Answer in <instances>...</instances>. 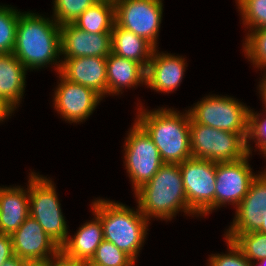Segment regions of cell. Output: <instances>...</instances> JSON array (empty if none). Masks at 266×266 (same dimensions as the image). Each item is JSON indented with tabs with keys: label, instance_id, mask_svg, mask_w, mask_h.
Wrapping results in <instances>:
<instances>
[{
	"label": "cell",
	"instance_id": "cell-17",
	"mask_svg": "<svg viewBox=\"0 0 266 266\" xmlns=\"http://www.w3.org/2000/svg\"><path fill=\"white\" fill-rule=\"evenodd\" d=\"M60 74L67 80L92 88L102 97L107 95L106 58H63Z\"/></svg>",
	"mask_w": 266,
	"mask_h": 266
},
{
	"label": "cell",
	"instance_id": "cell-22",
	"mask_svg": "<svg viewBox=\"0 0 266 266\" xmlns=\"http://www.w3.org/2000/svg\"><path fill=\"white\" fill-rule=\"evenodd\" d=\"M155 47L146 39L116 24L111 32V52L117 56L140 63L145 69Z\"/></svg>",
	"mask_w": 266,
	"mask_h": 266
},
{
	"label": "cell",
	"instance_id": "cell-40",
	"mask_svg": "<svg viewBox=\"0 0 266 266\" xmlns=\"http://www.w3.org/2000/svg\"><path fill=\"white\" fill-rule=\"evenodd\" d=\"M261 153L263 154V157L265 158L266 157V147L261 151ZM262 173H266V168L264 171H262Z\"/></svg>",
	"mask_w": 266,
	"mask_h": 266
},
{
	"label": "cell",
	"instance_id": "cell-31",
	"mask_svg": "<svg viewBox=\"0 0 266 266\" xmlns=\"http://www.w3.org/2000/svg\"><path fill=\"white\" fill-rule=\"evenodd\" d=\"M228 252L211 254L207 266H253L233 240L225 238Z\"/></svg>",
	"mask_w": 266,
	"mask_h": 266
},
{
	"label": "cell",
	"instance_id": "cell-8",
	"mask_svg": "<svg viewBox=\"0 0 266 266\" xmlns=\"http://www.w3.org/2000/svg\"><path fill=\"white\" fill-rule=\"evenodd\" d=\"M124 165L135 192L158 172L164 164L157 146L135 121L124 143Z\"/></svg>",
	"mask_w": 266,
	"mask_h": 266
},
{
	"label": "cell",
	"instance_id": "cell-24",
	"mask_svg": "<svg viewBox=\"0 0 266 266\" xmlns=\"http://www.w3.org/2000/svg\"><path fill=\"white\" fill-rule=\"evenodd\" d=\"M224 237L233 240L252 264L260 259L266 258V234L258 231L249 233H225Z\"/></svg>",
	"mask_w": 266,
	"mask_h": 266
},
{
	"label": "cell",
	"instance_id": "cell-26",
	"mask_svg": "<svg viewBox=\"0 0 266 266\" xmlns=\"http://www.w3.org/2000/svg\"><path fill=\"white\" fill-rule=\"evenodd\" d=\"M243 52L255 68L266 71V27L246 32Z\"/></svg>",
	"mask_w": 266,
	"mask_h": 266
},
{
	"label": "cell",
	"instance_id": "cell-15",
	"mask_svg": "<svg viewBox=\"0 0 266 266\" xmlns=\"http://www.w3.org/2000/svg\"><path fill=\"white\" fill-rule=\"evenodd\" d=\"M235 217L224 233H249L262 225V213L266 212V173L256 174L247 194L235 208Z\"/></svg>",
	"mask_w": 266,
	"mask_h": 266
},
{
	"label": "cell",
	"instance_id": "cell-16",
	"mask_svg": "<svg viewBox=\"0 0 266 266\" xmlns=\"http://www.w3.org/2000/svg\"><path fill=\"white\" fill-rule=\"evenodd\" d=\"M155 48L146 68L147 88L161 93H170L180 86L186 70V59L175 54L159 52Z\"/></svg>",
	"mask_w": 266,
	"mask_h": 266
},
{
	"label": "cell",
	"instance_id": "cell-6",
	"mask_svg": "<svg viewBox=\"0 0 266 266\" xmlns=\"http://www.w3.org/2000/svg\"><path fill=\"white\" fill-rule=\"evenodd\" d=\"M248 133H234L212 128L190 120L192 158L216 163L237 161L246 157Z\"/></svg>",
	"mask_w": 266,
	"mask_h": 266
},
{
	"label": "cell",
	"instance_id": "cell-36",
	"mask_svg": "<svg viewBox=\"0 0 266 266\" xmlns=\"http://www.w3.org/2000/svg\"><path fill=\"white\" fill-rule=\"evenodd\" d=\"M26 260L14 255L7 259L2 266H23Z\"/></svg>",
	"mask_w": 266,
	"mask_h": 266
},
{
	"label": "cell",
	"instance_id": "cell-13",
	"mask_svg": "<svg viewBox=\"0 0 266 266\" xmlns=\"http://www.w3.org/2000/svg\"><path fill=\"white\" fill-rule=\"evenodd\" d=\"M14 255L26 261H50L60 255V247L30 215L11 234Z\"/></svg>",
	"mask_w": 266,
	"mask_h": 266
},
{
	"label": "cell",
	"instance_id": "cell-39",
	"mask_svg": "<svg viewBox=\"0 0 266 266\" xmlns=\"http://www.w3.org/2000/svg\"><path fill=\"white\" fill-rule=\"evenodd\" d=\"M253 266H266V258L256 261V263H253Z\"/></svg>",
	"mask_w": 266,
	"mask_h": 266
},
{
	"label": "cell",
	"instance_id": "cell-5",
	"mask_svg": "<svg viewBox=\"0 0 266 266\" xmlns=\"http://www.w3.org/2000/svg\"><path fill=\"white\" fill-rule=\"evenodd\" d=\"M28 179L30 216L37 220L44 232L61 248L67 242L69 232L55 184L47 176L32 171Z\"/></svg>",
	"mask_w": 266,
	"mask_h": 266
},
{
	"label": "cell",
	"instance_id": "cell-21",
	"mask_svg": "<svg viewBox=\"0 0 266 266\" xmlns=\"http://www.w3.org/2000/svg\"><path fill=\"white\" fill-rule=\"evenodd\" d=\"M26 71L13 53H0V98L14 111L25 93Z\"/></svg>",
	"mask_w": 266,
	"mask_h": 266
},
{
	"label": "cell",
	"instance_id": "cell-20",
	"mask_svg": "<svg viewBox=\"0 0 266 266\" xmlns=\"http://www.w3.org/2000/svg\"><path fill=\"white\" fill-rule=\"evenodd\" d=\"M107 95L122 94L123 88L146 85V69L135 61L110 53L106 57Z\"/></svg>",
	"mask_w": 266,
	"mask_h": 266
},
{
	"label": "cell",
	"instance_id": "cell-27",
	"mask_svg": "<svg viewBox=\"0 0 266 266\" xmlns=\"http://www.w3.org/2000/svg\"><path fill=\"white\" fill-rule=\"evenodd\" d=\"M135 261L112 242L103 240L85 266H135Z\"/></svg>",
	"mask_w": 266,
	"mask_h": 266
},
{
	"label": "cell",
	"instance_id": "cell-11",
	"mask_svg": "<svg viewBox=\"0 0 266 266\" xmlns=\"http://www.w3.org/2000/svg\"><path fill=\"white\" fill-rule=\"evenodd\" d=\"M57 74L59 80L54 91V109L69 123L86 121L103 97L92 88L73 83Z\"/></svg>",
	"mask_w": 266,
	"mask_h": 266
},
{
	"label": "cell",
	"instance_id": "cell-3",
	"mask_svg": "<svg viewBox=\"0 0 266 266\" xmlns=\"http://www.w3.org/2000/svg\"><path fill=\"white\" fill-rule=\"evenodd\" d=\"M140 212L150 221H171L180 211L194 217L183 187L179 164L164 163L158 172L135 192Z\"/></svg>",
	"mask_w": 266,
	"mask_h": 266
},
{
	"label": "cell",
	"instance_id": "cell-18",
	"mask_svg": "<svg viewBox=\"0 0 266 266\" xmlns=\"http://www.w3.org/2000/svg\"><path fill=\"white\" fill-rule=\"evenodd\" d=\"M93 215L92 220L82 224L73 237L68 236L67 242L60 248V254L65 259L86 265L94 256L104 238L102 223Z\"/></svg>",
	"mask_w": 266,
	"mask_h": 266
},
{
	"label": "cell",
	"instance_id": "cell-7",
	"mask_svg": "<svg viewBox=\"0 0 266 266\" xmlns=\"http://www.w3.org/2000/svg\"><path fill=\"white\" fill-rule=\"evenodd\" d=\"M190 108V118L196 123L228 132L248 133L250 107L236 98L209 95Z\"/></svg>",
	"mask_w": 266,
	"mask_h": 266
},
{
	"label": "cell",
	"instance_id": "cell-28",
	"mask_svg": "<svg viewBox=\"0 0 266 266\" xmlns=\"http://www.w3.org/2000/svg\"><path fill=\"white\" fill-rule=\"evenodd\" d=\"M242 24L252 31L266 27V0H235Z\"/></svg>",
	"mask_w": 266,
	"mask_h": 266
},
{
	"label": "cell",
	"instance_id": "cell-32",
	"mask_svg": "<svg viewBox=\"0 0 266 266\" xmlns=\"http://www.w3.org/2000/svg\"><path fill=\"white\" fill-rule=\"evenodd\" d=\"M14 256L11 235L0 233V266Z\"/></svg>",
	"mask_w": 266,
	"mask_h": 266
},
{
	"label": "cell",
	"instance_id": "cell-14",
	"mask_svg": "<svg viewBox=\"0 0 266 266\" xmlns=\"http://www.w3.org/2000/svg\"><path fill=\"white\" fill-rule=\"evenodd\" d=\"M61 56L102 57L111 53V33H88L73 23L60 25Z\"/></svg>",
	"mask_w": 266,
	"mask_h": 266
},
{
	"label": "cell",
	"instance_id": "cell-37",
	"mask_svg": "<svg viewBox=\"0 0 266 266\" xmlns=\"http://www.w3.org/2000/svg\"><path fill=\"white\" fill-rule=\"evenodd\" d=\"M23 266H49V261H26Z\"/></svg>",
	"mask_w": 266,
	"mask_h": 266
},
{
	"label": "cell",
	"instance_id": "cell-10",
	"mask_svg": "<svg viewBox=\"0 0 266 266\" xmlns=\"http://www.w3.org/2000/svg\"><path fill=\"white\" fill-rule=\"evenodd\" d=\"M163 0H115V24L146 39L157 48Z\"/></svg>",
	"mask_w": 266,
	"mask_h": 266
},
{
	"label": "cell",
	"instance_id": "cell-23",
	"mask_svg": "<svg viewBox=\"0 0 266 266\" xmlns=\"http://www.w3.org/2000/svg\"><path fill=\"white\" fill-rule=\"evenodd\" d=\"M73 24L88 33H111L115 24L114 2L99 0L82 13Z\"/></svg>",
	"mask_w": 266,
	"mask_h": 266
},
{
	"label": "cell",
	"instance_id": "cell-12",
	"mask_svg": "<svg viewBox=\"0 0 266 266\" xmlns=\"http://www.w3.org/2000/svg\"><path fill=\"white\" fill-rule=\"evenodd\" d=\"M249 153L237 161L216 163L215 209L226 204L236 208L256 176L249 165Z\"/></svg>",
	"mask_w": 266,
	"mask_h": 266
},
{
	"label": "cell",
	"instance_id": "cell-29",
	"mask_svg": "<svg viewBox=\"0 0 266 266\" xmlns=\"http://www.w3.org/2000/svg\"><path fill=\"white\" fill-rule=\"evenodd\" d=\"M99 0H53V19L59 24L74 23L90 6Z\"/></svg>",
	"mask_w": 266,
	"mask_h": 266
},
{
	"label": "cell",
	"instance_id": "cell-30",
	"mask_svg": "<svg viewBox=\"0 0 266 266\" xmlns=\"http://www.w3.org/2000/svg\"><path fill=\"white\" fill-rule=\"evenodd\" d=\"M250 140L255 142V147H257L256 149L260 152L266 147V112L263 111V113H261L260 111V113H257L250 108L247 146L248 152L252 155L253 146H251Z\"/></svg>",
	"mask_w": 266,
	"mask_h": 266
},
{
	"label": "cell",
	"instance_id": "cell-35",
	"mask_svg": "<svg viewBox=\"0 0 266 266\" xmlns=\"http://www.w3.org/2000/svg\"><path fill=\"white\" fill-rule=\"evenodd\" d=\"M264 76H262L263 78H261V81L258 82L259 85H258V88H259V93L261 94V100H262V103H264V108L265 110H263L264 112H266V72L263 74Z\"/></svg>",
	"mask_w": 266,
	"mask_h": 266
},
{
	"label": "cell",
	"instance_id": "cell-19",
	"mask_svg": "<svg viewBox=\"0 0 266 266\" xmlns=\"http://www.w3.org/2000/svg\"><path fill=\"white\" fill-rule=\"evenodd\" d=\"M29 215V180L26 190L0 186V233L11 235Z\"/></svg>",
	"mask_w": 266,
	"mask_h": 266
},
{
	"label": "cell",
	"instance_id": "cell-25",
	"mask_svg": "<svg viewBox=\"0 0 266 266\" xmlns=\"http://www.w3.org/2000/svg\"><path fill=\"white\" fill-rule=\"evenodd\" d=\"M9 5H0V53H13L19 15L22 13Z\"/></svg>",
	"mask_w": 266,
	"mask_h": 266
},
{
	"label": "cell",
	"instance_id": "cell-9",
	"mask_svg": "<svg viewBox=\"0 0 266 266\" xmlns=\"http://www.w3.org/2000/svg\"><path fill=\"white\" fill-rule=\"evenodd\" d=\"M189 208L199 216L215 210L216 162L189 158L179 164Z\"/></svg>",
	"mask_w": 266,
	"mask_h": 266
},
{
	"label": "cell",
	"instance_id": "cell-2",
	"mask_svg": "<svg viewBox=\"0 0 266 266\" xmlns=\"http://www.w3.org/2000/svg\"><path fill=\"white\" fill-rule=\"evenodd\" d=\"M140 104L136 121L157 146L163 163L180 164L192 158L190 149V115L174 108L147 110Z\"/></svg>",
	"mask_w": 266,
	"mask_h": 266
},
{
	"label": "cell",
	"instance_id": "cell-1",
	"mask_svg": "<svg viewBox=\"0 0 266 266\" xmlns=\"http://www.w3.org/2000/svg\"><path fill=\"white\" fill-rule=\"evenodd\" d=\"M13 54L27 70L54 65L59 73L62 63L60 25L52 17L50 19L30 11L22 12L19 15Z\"/></svg>",
	"mask_w": 266,
	"mask_h": 266
},
{
	"label": "cell",
	"instance_id": "cell-33",
	"mask_svg": "<svg viewBox=\"0 0 266 266\" xmlns=\"http://www.w3.org/2000/svg\"><path fill=\"white\" fill-rule=\"evenodd\" d=\"M49 266H85V264L67 260L60 254L57 258L49 261Z\"/></svg>",
	"mask_w": 266,
	"mask_h": 266
},
{
	"label": "cell",
	"instance_id": "cell-4",
	"mask_svg": "<svg viewBox=\"0 0 266 266\" xmlns=\"http://www.w3.org/2000/svg\"><path fill=\"white\" fill-rule=\"evenodd\" d=\"M91 209L102 223L104 240L112 242L137 262L150 224L138 205L134 210L118 201L99 198L92 202Z\"/></svg>",
	"mask_w": 266,
	"mask_h": 266
},
{
	"label": "cell",
	"instance_id": "cell-38",
	"mask_svg": "<svg viewBox=\"0 0 266 266\" xmlns=\"http://www.w3.org/2000/svg\"><path fill=\"white\" fill-rule=\"evenodd\" d=\"M262 219H263V222L258 232L266 234V212L262 213Z\"/></svg>",
	"mask_w": 266,
	"mask_h": 266
},
{
	"label": "cell",
	"instance_id": "cell-34",
	"mask_svg": "<svg viewBox=\"0 0 266 266\" xmlns=\"http://www.w3.org/2000/svg\"><path fill=\"white\" fill-rule=\"evenodd\" d=\"M14 110L0 98V122L8 119Z\"/></svg>",
	"mask_w": 266,
	"mask_h": 266
}]
</instances>
